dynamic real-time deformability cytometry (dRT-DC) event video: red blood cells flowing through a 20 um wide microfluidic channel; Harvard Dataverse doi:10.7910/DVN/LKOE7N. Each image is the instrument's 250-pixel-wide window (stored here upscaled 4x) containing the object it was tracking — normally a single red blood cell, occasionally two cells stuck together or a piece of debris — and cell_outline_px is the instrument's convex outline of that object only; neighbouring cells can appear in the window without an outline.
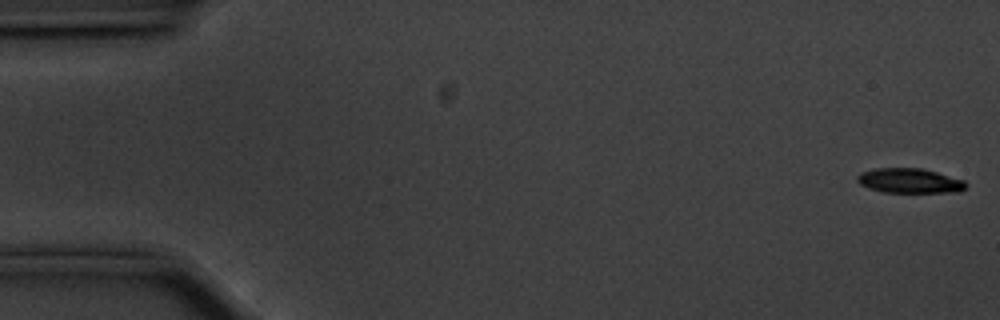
{"species": "common noctule bat (a hibernating species)", "species_latin": "Nyctalus noctula", "temperature_condition": "cold", "stored_images_in_passage": 52, "camera_frame_rate_fps": 3000, "um_per_image_px": 0.085, "animal": {"sex": "male", "body_mass_g": 20.1, "forearm_length_mm": 53.5}, "frame": {"image": 1, "passage_image": 1, "time_ms": 0.0, "image_size_px": [1000, 320], "cell_outline_px": [[968, 184], [960, 192], [884, 192], [868, 188], [860, 184], [856, 180], [856, 176], [860, 172], [876, 168], [920, 168], [936, 172], [964, 180]], "centroid_in_image_um": [77.29, 15.36], "position_along_channel_um": 7.7, "area_um2": 15.66}}
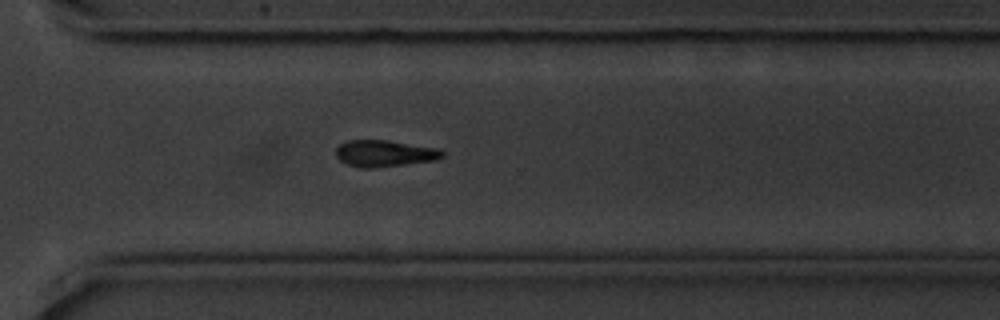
{"frame": {"image": 2, "passage_image": 40, "time_ms": 13.0, "image_size_px": [1000, 320], "cell_outline_px": [[444, 156], [436, 160], [372, 168], [360, 168], [348, 164], [340, 160], [336, 156], [336, 148], [340, 144], [348, 140], [384, 140], [436, 148], [444, 152]], "centroid_in_image_um": [32.66, 13.04], "position_along_channel_um": 337.9, "area_um2": 16.24}}
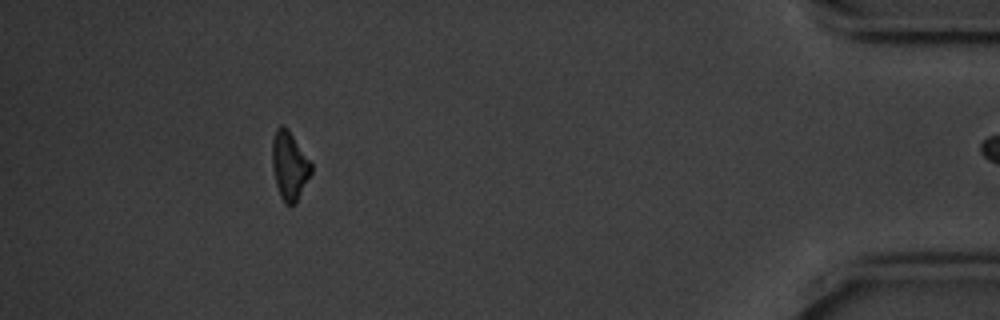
{"frame": {"image": 3, "passage_image": 51, "time_ms": 16.667, "image_size_px": [1000, 320], "cell_outline_px": [[312, 172], [296, 204], [284, 204], [280, 196], [276, 184], [272, 168], [272, 140], [276, 128], [280, 124], [288, 128], [312, 164]], "centroid_in_image_um": [24.6, 14.08], "position_along_channel_um": 410.6, "area_um2": 15.66}}